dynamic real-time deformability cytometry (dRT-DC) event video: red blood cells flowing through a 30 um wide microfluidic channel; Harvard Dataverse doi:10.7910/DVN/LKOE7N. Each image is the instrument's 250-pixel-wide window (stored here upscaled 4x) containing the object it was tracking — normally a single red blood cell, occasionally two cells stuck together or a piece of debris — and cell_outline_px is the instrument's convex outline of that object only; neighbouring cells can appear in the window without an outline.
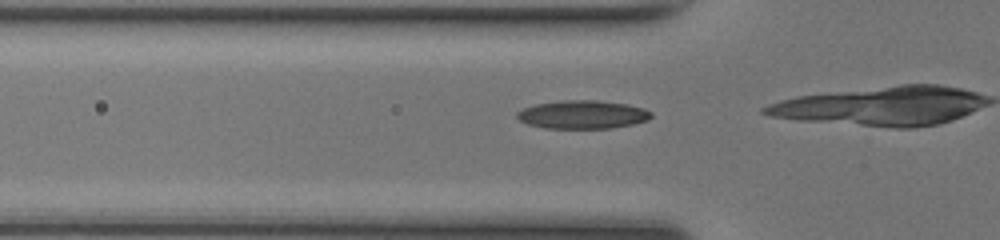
{"species": "common noctule bat (a hibernating species)", "species_latin": "Nyctalus noctula", "temperature_condition": "room temperature", "stored_images_in_passage": 16, "camera_frame_rate_fps": 3000, "um_per_image_px": 0.085, "animal": {"sex": "female", "body_mass_g": 17.0, "forearm_length_mm": 48.0}, "frame": {"image": 1, "passage_image": 13, "time_ms": 4.0, "image_size_px": [1000, 240], "cell_outline_px": [[652, 116], [648, 120], [632, 124], [612, 128], [544, 128], [528, 124], [520, 120], [516, 116], [516, 112], [524, 108], [536, 104], [564, 100], [596, 100], [628, 104], [644, 108], [652, 112]], "centroid_in_image_um": [49.54, 9.73], "position_along_channel_um": 76.3, "area_um2": 22.14}}